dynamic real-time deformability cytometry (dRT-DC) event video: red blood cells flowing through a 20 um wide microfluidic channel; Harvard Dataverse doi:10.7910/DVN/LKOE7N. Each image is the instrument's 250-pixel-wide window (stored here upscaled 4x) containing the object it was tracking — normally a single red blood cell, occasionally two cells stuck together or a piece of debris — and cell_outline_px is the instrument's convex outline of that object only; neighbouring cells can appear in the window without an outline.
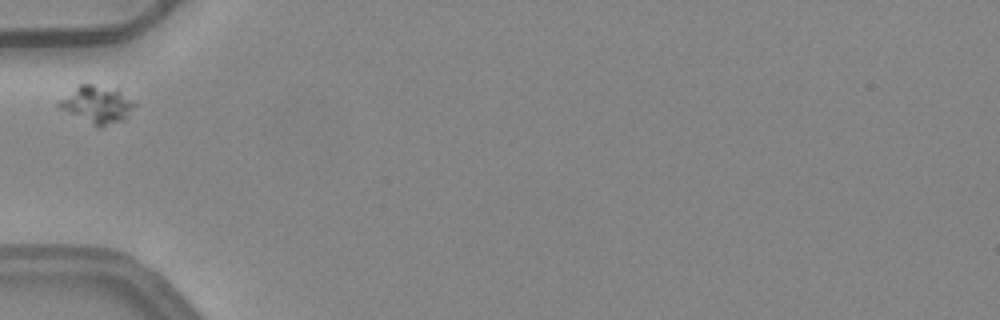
{"species": "common noctule bat (a hibernating species)", "species_latin": "Nyctalus noctula", "temperature_condition": "warm", "stored_images_in_passage": 1, "camera_frame_rate_fps": 3000, "um_per_image_px": 0.085, "animal": {"sex": "female", "body_mass_g": 24.6, "forearm_length_mm": 56.2}, "frame": {"image": 1, "passage_image": 1, "time_ms": 0.0, "image_size_px": [1000, 320], "cell_outline_px": [[136, 104], [128, 120], [100, 128], [96, 128], [60, 108], [56, 104], [60, 100], [80, 84], [92, 84], [116, 88], [136, 100]], "centroid_in_image_um": [8.35, 8.92], "position_along_channel_um": 76.7, "area_um2": 16.99}}